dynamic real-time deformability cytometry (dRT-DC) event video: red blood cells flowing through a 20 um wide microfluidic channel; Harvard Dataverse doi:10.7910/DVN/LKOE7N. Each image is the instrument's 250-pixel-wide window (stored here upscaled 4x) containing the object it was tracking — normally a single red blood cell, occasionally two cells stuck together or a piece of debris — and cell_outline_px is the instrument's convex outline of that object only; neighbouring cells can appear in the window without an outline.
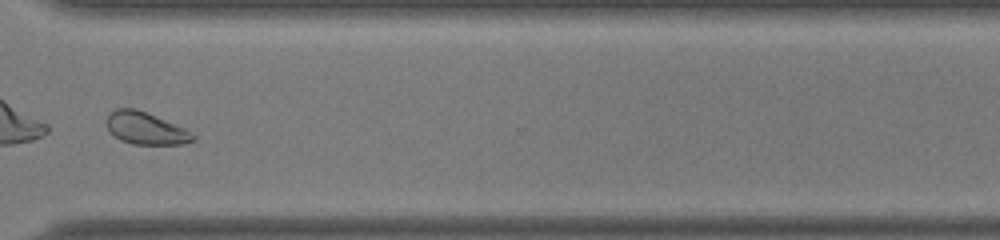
{"species": "common noctule bat (a hibernating species)", "species_latin": "Nyctalus noctula", "temperature_condition": "warm", "stored_images_in_passage": 35, "camera_frame_rate_fps": 3000, "um_per_image_px": 0.085, "animal": {"sex": "male", "body_mass_g": 19.0, "forearm_length_mm": 50.8}, "frame": {"image": 1, "passage_image": 25, "time_ms": 8.0, "image_size_px": [1000, 240], "cell_outline_px": [[196, 140], [184, 144], [132, 144], [120, 140], [108, 132], [108, 116], [116, 108], [136, 108], [184, 128], [196, 136]], "centroid_in_image_um": [12.39, 10.92], "position_along_channel_um": 358.2, "area_um2": 16.07}, "authors_computed_cell_mechanics": {"area_um2": 16.8198, "velocity_mm_per_s": 4.2745, "shape_relaxation_time_tau1_ms": 4.9182, "shape_relaxation_time_tau2_ms": 5.808, "deformation_change_tau1": 0.1208, "deformation_change_tau2": 0.0895}}